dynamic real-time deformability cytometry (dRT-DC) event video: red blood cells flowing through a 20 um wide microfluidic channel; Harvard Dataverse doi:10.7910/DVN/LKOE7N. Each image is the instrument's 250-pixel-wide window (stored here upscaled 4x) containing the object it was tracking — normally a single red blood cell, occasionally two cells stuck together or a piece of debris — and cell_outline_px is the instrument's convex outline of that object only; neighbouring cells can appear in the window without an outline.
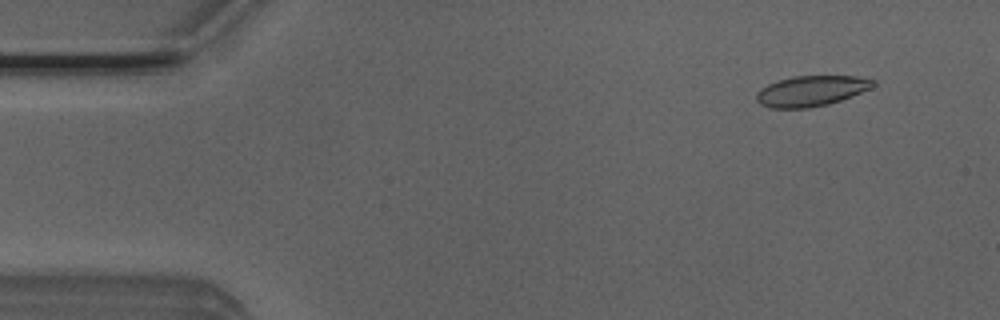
{"species": "Egyptian fruit bat (a non-hibernating species)", "species_latin": "Rousettus aegyptiacus", "temperature_condition": "room temperature", "stored_images_in_passage": 3, "camera_frame_rate_fps": 3000, "um_per_image_px": 0.085, "animal": {"sex": "male"}, "frame": {"image": 1, "passage_image": 1, "time_ms": 0.0, "image_size_px": [1000, 320], "cell_outline_px": [[876, 84], [872, 88], [852, 96], [828, 104], [808, 108], [768, 108], [760, 104], [756, 100], [756, 92], [760, 88], [768, 84], [792, 76], [856, 76], [876, 80]], "centroid_in_image_um": [68.95, 7.73], "position_along_channel_um": 16.0, "area_um2": 20.87}}
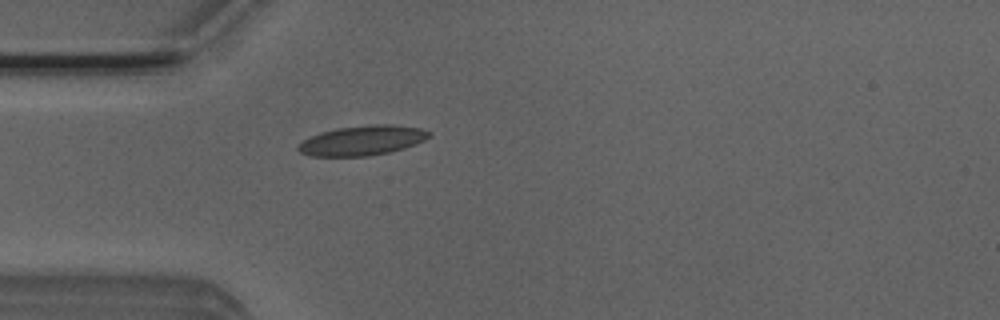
{"frame": {"image": 2, "passage_image": 3, "time_ms": 0.667, "image_size_px": [1000, 320], "cell_outline_px": [[432, 136], [424, 140], [404, 148], [388, 152], [368, 156], [312, 156], [300, 152], [296, 148], [304, 140], [320, 132], [340, 128], [372, 124], [392, 124], [420, 128], [432, 132]], "centroid_in_image_um": [30.83, 11.93], "position_along_channel_um": 54.2, "area_um2": 22.54}}